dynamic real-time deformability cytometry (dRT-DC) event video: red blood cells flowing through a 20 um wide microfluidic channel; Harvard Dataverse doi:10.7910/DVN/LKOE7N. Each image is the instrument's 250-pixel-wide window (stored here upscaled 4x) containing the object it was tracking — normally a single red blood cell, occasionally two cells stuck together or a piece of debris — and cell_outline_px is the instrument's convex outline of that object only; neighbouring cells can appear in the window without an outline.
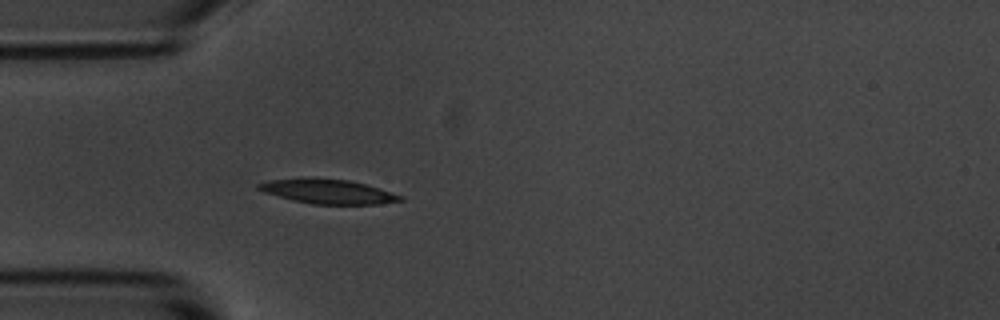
{"species": "common noctule bat (a hibernating species)", "species_latin": "Nyctalus noctula", "temperature_condition": "room temperature", "stored_images_in_passage": 1, "camera_frame_rate_fps": 3000, "um_per_image_px": 0.085, "animal": {"sex": "male", "body_mass_g": 20.1, "forearm_length_mm": 53.5}, "frame": {"image": 1, "passage_image": 1, "time_ms": 0.0, "image_size_px": [1000, 320], "cell_outline_px": [[404, 200], [380, 204], [312, 204], [292, 200], [264, 192], [256, 188], [256, 184], [268, 180], [312, 176], [348, 180], [364, 184], [404, 196]], "centroid_in_image_um": [27.82, 16.25], "position_along_channel_um": 57.2, "area_um2": 20.46}}